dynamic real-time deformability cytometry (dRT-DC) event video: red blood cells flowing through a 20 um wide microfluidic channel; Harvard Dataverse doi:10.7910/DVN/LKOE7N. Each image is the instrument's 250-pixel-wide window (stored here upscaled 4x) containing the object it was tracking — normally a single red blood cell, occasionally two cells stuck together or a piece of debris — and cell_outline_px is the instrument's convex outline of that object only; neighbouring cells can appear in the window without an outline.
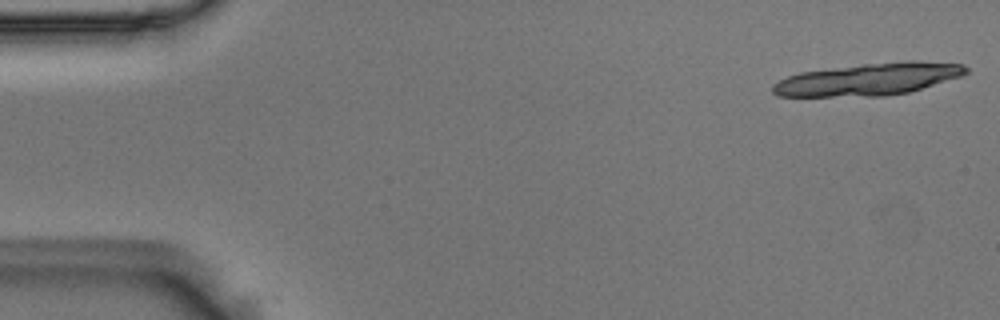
{"species": "Egyptian fruit bat (a non-hibernating species)", "species_latin": "Rousettus aegyptiacus", "temperature_condition": "room temperature", "stored_images_in_passage": 39, "segment_of_instrument_passage": [1, 2], "camera_frame_rate_fps": 3000, "um_per_image_px": 0.085, "animal": {"sex": "male"}, "frame": {"image": 1, "passage_image": 1, "time_ms": 0.0, "image_size_px": [1000, 320], "cell_outline_px": [[968, 72], [960, 76], [908, 92], [884, 96], [776, 96], [772, 92], [772, 84], [788, 76], [800, 72], [864, 64], [908, 60], [920, 60], [964, 64], [968, 68]], "centroid_in_image_um": [73.83, 6.72], "position_along_channel_um": 11.2, "area_um2": 36.13}}